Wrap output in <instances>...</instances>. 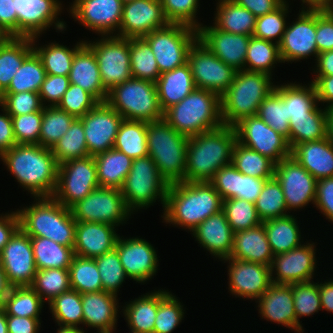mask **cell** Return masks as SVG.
<instances>
[{
    "label": "cell",
    "instance_id": "5b68a950",
    "mask_svg": "<svg viewBox=\"0 0 333 333\" xmlns=\"http://www.w3.org/2000/svg\"><path fill=\"white\" fill-rule=\"evenodd\" d=\"M163 119L177 132L192 137L221 127V96L195 89L181 102L164 111Z\"/></svg>",
    "mask_w": 333,
    "mask_h": 333
},
{
    "label": "cell",
    "instance_id": "6f0895ef",
    "mask_svg": "<svg viewBox=\"0 0 333 333\" xmlns=\"http://www.w3.org/2000/svg\"><path fill=\"white\" fill-rule=\"evenodd\" d=\"M184 308L171 291L159 289V305L153 333H172L185 318Z\"/></svg>",
    "mask_w": 333,
    "mask_h": 333
},
{
    "label": "cell",
    "instance_id": "11e5206c",
    "mask_svg": "<svg viewBox=\"0 0 333 333\" xmlns=\"http://www.w3.org/2000/svg\"><path fill=\"white\" fill-rule=\"evenodd\" d=\"M41 323L40 318L7 315L8 333H39Z\"/></svg>",
    "mask_w": 333,
    "mask_h": 333
},
{
    "label": "cell",
    "instance_id": "f546056e",
    "mask_svg": "<svg viewBox=\"0 0 333 333\" xmlns=\"http://www.w3.org/2000/svg\"><path fill=\"white\" fill-rule=\"evenodd\" d=\"M191 234L195 241L218 261L230 256L234 232L222 210L205 219Z\"/></svg>",
    "mask_w": 333,
    "mask_h": 333
},
{
    "label": "cell",
    "instance_id": "94428289",
    "mask_svg": "<svg viewBox=\"0 0 333 333\" xmlns=\"http://www.w3.org/2000/svg\"><path fill=\"white\" fill-rule=\"evenodd\" d=\"M289 7L288 0H285L273 12L257 17L252 36L279 44L289 19L288 14L292 10Z\"/></svg>",
    "mask_w": 333,
    "mask_h": 333
},
{
    "label": "cell",
    "instance_id": "f907efd6",
    "mask_svg": "<svg viewBox=\"0 0 333 333\" xmlns=\"http://www.w3.org/2000/svg\"><path fill=\"white\" fill-rule=\"evenodd\" d=\"M58 164L69 160L90 156L87 150L84 127L80 118H76L69 130L51 148Z\"/></svg>",
    "mask_w": 333,
    "mask_h": 333
},
{
    "label": "cell",
    "instance_id": "d590c367",
    "mask_svg": "<svg viewBox=\"0 0 333 333\" xmlns=\"http://www.w3.org/2000/svg\"><path fill=\"white\" fill-rule=\"evenodd\" d=\"M124 303L121 312L130 331L153 333L159 305V290L154 289L153 292H147L128 303Z\"/></svg>",
    "mask_w": 333,
    "mask_h": 333
},
{
    "label": "cell",
    "instance_id": "681fc988",
    "mask_svg": "<svg viewBox=\"0 0 333 333\" xmlns=\"http://www.w3.org/2000/svg\"><path fill=\"white\" fill-rule=\"evenodd\" d=\"M52 319L57 326H68L82 328L83 308L81 293L70 289L61 293L48 303ZM81 324V325H80Z\"/></svg>",
    "mask_w": 333,
    "mask_h": 333
},
{
    "label": "cell",
    "instance_id": "7dc6e473",
    "mask_svg": "<svg viewBox=\"0 0 333 333\" xmlns=\"http://www.w3.org/2000/svg\"><path fill=\"white\" fill-rule=\"evenodd\" d=\"M44 303L31 286H14L3 301L2 308L6 315L41 318Z\"/></svg>",
    "mask_w": 333,
    "mask_h": 333
},
{
    "label": "cell",
    "instance_id": "4316f807",
    "mask_svg": "<svg viewBox=\"0 0 333 333\" xmlns=\"http://www.w3.org/2000/svg\"><path fill=\"white\" fill-rule=\"evenodd\" d=\"M255 303L261 319L281 324L297 333L292 285L272 283Z\"/></svg>",
    "mask_w": 333,
    "mask_h": 333
},
{
    "label": "cell",
    "instance_id": "1f68e13d",
    "mask_svg": "<svg viewBox=\"0 0 333 333\" xmlns=\"http://www.w3.org/2000/svg\"><path fill=\"white\" fill-rule=\"evenodd\" d=\"M70 84L80 86L99 102H105L108 91L103 87L94 52L84 43L74 54L70 73Z\"/></svg>",
    "mask_w": 333,
    "mask_h": 333
},
{
    "label": "cell",
    "instance_id": "2e32d148",
    "mask_svg": "<svg viewBox=\"0 0 333 333\" xmlns=\"http://www.w3.org/2000/svg\"><path fill=\"white\" fill-rule=\"evenodd\" d=\"M237 141L268 157L275 164L291 156L288 140L257 115L242 118L234 125Z\"/></svg>",
    "mask_w": 333,
    "mask_h": 333
},
{
    "label": "cell",
    "instance_id": "c3c4849f",
    "mask_svg": "<svg viewBox=\"0 0 333 333\" xmlns=\"http://www.w3.org/2000/svg\"><path fill=\"white\" fill-rule=\"evenodd\" d=\"M277 63H283L279 44L251 36L245 59V70L263 72L273 76V68H276Z\"/></svg>",
    "mask_w": 333,
    "mask_h": 333
},
{
    "label": "cell",
    "instance_id": "753ad0ef",
    "mask_svg": "<svg viewBox=\"0 0 333 333\" xmlns=\"http://www.w3.org/2000/svg\"><path fill=\"white\" fill-rule=\"evenodd\" d=\"M314 207L326 217V220L333 223V177L316 181Z\"/></svg>",
    "mask_w": 333,
    "mask_h": 333
},
{
    "label": "cell",
    "instance_id": "52a82bcc",
    "mask_svg": "<svg viewBox=\"0 0 333 333\" xmlns=\"http://www.w3.org/2000/svg\"><path fill=\"white\" fill-rule=\"evenodd\" d=\"M188 139L163 118L147 122L148 156L169 185L184 182Z\"/></svg>",
    "mask_w": 333,
    "mask_h": 333
},
{
    "label": "cell",
    "instance_id": "5bb4252c",
    "mask_svg": "<svg viewBox=\"0 0 333 333\" xmlns=\"http://www.w3.org/2000/svg\"><path fill=\"white\" fill-rule=\"evenodd\" d=\"M188 65L197 89L213 91L220 96L234 81L237 71L225 64L197 39L188 52Z\"/></svg>",
    "mask_w": 333,
    "mask_h": 333
},
{
    "label": "cell",
    "instance_id": "9a60e30c",
    "mask_svg": "<svg viewBox=\"0 0 333 333\" xmlns=\"http://www.w3.org/2000/svg\"><path fill=\"white\" fill-rule=\"evenodd\" d=\"M17 12V37L42 36L50 27L56 32L66 31V22L62 19L61 0H13Z\"/></svg>",
    "mask_w": 333,
    "mask_h": 333
},
{
    "label": "cell",
    "instance_id": "f35d334b",
    "mask_svg": "<svg viewBox=\"0 0 333 333\" xmlns=\"http://www.w3.org/2000/svg\"><path fill=\"white\" fill-rule=\"evenodd\" d=\"M96 162L99 186L121 190L133 159L112 148L93 156Z\"/></svg>",
    "mask_w": 333,
    "mask_h": 333
},
{
    "label": "cell",
    "instance_id": "7c38bea8",
    "mask_svg": "<svg viewBox=\"0 0 333 333\" xmlns=\"http://www.w3.org/2000/svg\"><path fill=\"white\" fill-rule=\"evenodd\" d=\"M97 39L85 40V44L94 52L101 82L109 92L114 86L132 77L129 38L110 35L100 36V39Z\"/></svg>",
    "mask_w": 333,
    "mask_h": 333
},
{
    "label": "cell",
    "instance_id": "2a66077c",
    "mask_svg": "<svg viewBox=\"0 0 333 333\" xmlns=\"http://www.w3.org/2000/svg\"><path fill=\"white\" fill-rule=\"evenodd\" d=\"M20 228V220L16 210L0 214V251Z\"/></svg>",
    "mask_w": 333,
    "mask_h": 333
},
{
    "label": "cell",
    "instance_id": "34e18365",
    "mask_svg": "<svg viewBox=\"0 0 333 333\" xmlns=\"http://www.w3.org/2000/svg\"><path fill=\"white\" fill-rule=\"evenodd\" d=\"M13 0H0V32L5 37H17V12Z\"/></svg>",
    "mask_w": 333,
    "mask_h": 333
},
{
    "label": "cell",
    "instance_id": "8fae6325",
    "mask_svg": "<svg viewBox=\"0 0 333 333\" xmlns=\"http://www.w3.org/2000/svg\"><path fill=\"white\" fill-rule=\"evenodd\" d=\"M70 209L73 218L78 222L106 223L116 227L125 225L133 215L127 209L121 190L102 186Z\"/></svg>",
    "mask_w": 333,
    "mask_h": 333
},
{
    "label": "cell",
    "instance_id": "deb4b68c",
    "mask_svg": "<svg viewBox=\"0 0 333 333\" xmlns=\"http://www.w3.org/2000/svg\"><path fill=\"white\" fill-rule=\"evenodd\" d=\"M312 71L315 74L314 76H332L333 50L319 53Z\"/></svg>",
    "mask_w": 333,
    "mask_h": 333
},
{
    "label": "cell",
    "instance_id": "4fadbf2b",
    "mask_svg": "<svg viewBox=\"0 0 333 333\" xmlns=\"http://www.w3.org/2000/svg\"><path fill=\"white\" fill-rule=\"evenodd\" d=\"M99 187L96 162L93 156L69 160L58 166L57 185L53 198L66 208Z\"/></svg>",
    "mask_w": 333,
    "mask_h": 333
},
{
    "label": "cell",
    "instance_id": "11a10c76",
    "mask_svg": "<svg viewBox=\"0 0 333 333\" xmlns=\"http://www.w3.org/2000/svg\"><path fill=\"white\" fill-rule=\"evenodd\" d=\"M75 119L73 115L58 106L44 107L42 110L39 145L51 149L69 130Z\"/></svg>",
    "mask_w": 333,
    "mask_h": 333
},
{
    "label": "cell",
    "instance_id": "91938a15",
    "mask_svg": "<svg viewBox=\"0 0 333 333\" xmlns=\"http://www.w3.org/2000/svg\"><path fill=\"white\" fill-rule=\"evenodd\" d=\"M294 311L297 317V333L305 332L300 318L312 316L322 310L319 294V281L292 284Z\"/></svg>",
    "mask_w": 333,
    "mask_h": 333
},
{
    "label": "cell",
    "instance_id": "7a4b0ae2",
    "mask_svg": "<svg viewBox=\"0 0 333 333\" xmlns=\"http://www.w3.org/2000/svg\"><path fill=\"white\" fill-rule=\"evenodd\" d=\"M222 198L210 182H179L167 190L162 222L193 231L211 215L222 210Z\"/></svg>",
    "mask_w": 333,
    "mask_h": 333
},
{
    "label": "cell",
    "instance_id": "ee69618b",
    "mask_svg": "<svg viewBox=\"0 0 333 333\" xmlns=\"http://www.w3.org/2000/svg\"><path fill=\"white\" fill-rule=\"evenodd\" d=\"M289 146L291 150L300 143L327 137L326 111L318 106L308 117L290 118Z\"/></svg>",
    "mask_w": 333,
    "mask_h": 333
},
{
    "label": "cell",
    "instance_id": "03108f58",
    "mask_svg": "<svg viewBox=\"0 0 333 333\" xmlns=\"http://www.w3.org/2000/svg\"><path fill=\"white\" fill-rule=\"evenodd\" d=\"M199 2L200 0H161L164 15L169 23L186 24L196 29L202 25L197 17L201 5Z\"/></svg>",
    "mask_w": 333,
    "mask_h": 333
},
{
    "label": "cell",
    "instance_id": "003e7915",
    "mask_svg": "<svg viewBox=\"0 0 333 333\" xmlns=\"http://www.w3.org/2000/svg\"><path fill=\"white\" fill-rule=\"evenodd\" d=\"M98 103L99 101L93 95L83 90L80 86L69 84L58 107L75 118H80L92 110Z\"/></svg>",
    "mask_w": 333,
    "mask_h": 333
},
{
    "label": "cell",
    "instance_id": "8c879c8a",
    "mask_svg": "<svg viewBox=\"0 0 333 333\" xmlns=\"http://www.w3.org/2000/svg\"><path fill=\"white\" fill-rule=\"evenodd\" d=\"M316 44L318 54L333 50V12L316 10Z\"/></svg>",
    "mask_w": 333,
    "mask_h": 333
},
{
    "label": "cell",
    "instance_id": "b62a3aed",
    "mask_svg": "<svg viewBox=\"0 0 333 333\" xmlns=\"http://www.w3.org/2000/svg\"><path fill=\"white\" fill-rule=\"evenodd\" d=\"M302 8L310 10H327L330 11V0H300Z\"/></svg>",
    "mask_w": 333,
    "mask_h": 333
},
{
    "label": "cell",
    "instance_id": "67dfc351",
    "mask_svg": "<svg viewBox=\"0 0 333 333\" xmlns=\"http://www.w3.org/2000/svg\"><path fill=\"white\" fill-rule=\"evenodd\" d=\"M319 294L322 310L333 313V280L330 278L319 283Z\"/></svg>",
    "mask_w": 333,
    "mask_h": 333
},
{
    "label": "cell",
    "instance_id": "ba28073f",
    "mask_svg": "<svg viewBox=\"0 0 333 333\" xmlns=\"http://www.w3.org/2000/svg\"><path fill=\"white\" fill-rule=\"evenodd\" d=\"M106 102L124 119L151 122L162 119L156 83L131 77L114 86Z\"/></svg>",
    "mask_w": 333,
    "mask_h": 333
},
{
    "label": "cell",
    "instance_id": "b9f144b4",
    "mask_svg": "<svg viewBox=\"0 0 333 333\" xmlns=\"http://www.w3.org/2000/svg\"><path fill=\"white\" fill-rule=\"evenodd\" d=\"M39 38L40 36L32 38L33 51L40 58L46 74L69 76L74 54L85 43V40L82 39L72 46L73 48H69L56 41H50L47 43L48 45L41 46L38 42Z\"/></svg>",
    "mask_w": 333,
    "mask_h": 333
},
{
    "label": "cell",
    "instance_id": "816d5d0a",
    "mask_svg": "<svg viewBox=\"0 0 333 333\" xmlns=\"http://www.w3.org/2000/svg\"><path fill=\"white\" fill-rule=\"evenodd\" d=\"M132 77L156 83L160 71L148 42L142 38H129Z\"/></svg>",
    "mask_w": 333,
    "mask_h": 333
},
{
    "label": "cell",
    "instance_id": "89a4df30",
    "mask_svg": "<svg viewBox=\"0 0 333 333\" xmlns=\"http://www.w3.org/2000/svg\"><path fill=\"white\" fill-rule=\"evenodd\" d=\"M2 107L10 116H20L43 110L39 93H5Z\"/></svg>",
    "mask_w": 333,
    "mask_h": 333
},
{
    "label": "cell",
    "instance_id": "f5cc1de1",
    "mask_svg": "<svg viewBox=\"0 0 333 333\" xmlns=\"http://www.w3.org/2000/svg\"><path fill=\"white\" fill-rule=\"evenodd\" d=\"M46 71L38 55L33 51L11 79L5 93H38L46 77Z\"/></svg>",
    "mask_w": 333,
    "mask_h": 333
},
{
    "label": "cell",
    "instance_id": "680465c9",
    "mask_svg": "<svg viewBox=\"0 0 333 333\" xmlns=\"http://www.w3.org/2000/svg\"><path fill=\"white\" fill-rule=\"evenodd\" d=\"M31 287L44 302L49 303L61 293L71 289L69 269L37 270Z\"/></svg>",
    "mask_w": 333,
    "mask_h": 333
},
{
    "label": "cell",
    "instance_id": "ac0fdd59",
    "mask_svg": "<svg viewBox=\"0 0 333 333\" xmlns=\"http://www.w3.org/2000/svg\"><path fill=\"white\" fill-rule=\"evenodd\" d=\"M69 4L67 12L85 29L99 36L118 35L124 6L121 0H74Z\"/></svg>",
    "mask_w": 333,
    "mask_h": 333
},
{
    "label": "cell",
    "instance_id": "be15d7a7",
    "mask_svg": "<svg viewBox=\"0 0 333 333\" xmlns=\"http://www.w3.org/2000/svg\"><path fill=\"white\" fill-rule=\"evenodd\" d=\"M256 115L276 132L285 136L289 143L290 117H288L287 105L275 90L263 100Z\"/></svg>",
    "mask_w": 333,
    "mask_h": 333
},
{
    "label": "cell",
    "instance_id": "4dcf8cb0",
    "mask_svg": "<svg viewBox=\"0 0 333 333\" xmlns=\"http://www.w3.org/2000/svg\"><path fill=\"white\" fill-rule=\"evenodd\" d=\"M81 301L84 327L97 331L116 330L121 314L117 295L105 291L91 292L81 294Z\"/></svg>",
    "mask_w": 333,
    "mask_h": 333
},
{
    "label": "cell",
    "instance_id": "bcb514c9",
    "mask_svg": "<svg viewBox=\"0 0 333 333\" xmlns=\"http://www.w3.org/2000/svg\"><path fill=\"white\" fill-rule=\"evenodd\" d=\"M231 163L240 173L245 175L264 179L274 177L275 163L238 141L233 147Z\"/></svg>",
    "mask_w": 333,
    "mask_h": 333
},
{
    "label": "cell",
    "instance_id": "30bf717a",
    "mask_svg": "<svg viewBox=\"0 0 333 333\" xmlns=\"http://www.w3.org/2000/svg\"><path fill=\"white\" fill-rule=\"evenodd\" d=\"M150 45L161 73L188 61V52L198 39L197 29L181 23H169L143 37Z\"/></svg>",
    "mask_w": 333,
    "mask_h": 333
},
{
    "label": "cell",
    "instance_id": "ffe728a7",
    "mask_svg": "<svg viewBox=\"0 0 333 333\" xmlns=\"http://www.w3.org/2000/svg\"><path fill=\"white\" fill-rule=\"evenodd\" d=\"M316 250L315 243L308 240L288 252L274 255L270 265L272 283L292 285L314 280Z\"/></svg>",
    "mask_w": 333,
    "mask_h": 333
},
{
    "label": "cell",
    "instance_id": "e575fe53",
    "mask_svg": "<svg viewBox=\"0 0 333 333\" xmlns=\"http://www.w3.org/2000/svg\"><path fill=\"white\" fill-rule=\"evenodd\" d=\"M156 87L163 112L181 102L196 89L188 62L171 71L161 73L156 81Z\"/></svg>",
    "mask_w": 333,
    "mask_h": 333
},
{
    "label": "cell",
    "instance_id": "603ad722",
    "mask_svg": "<svg viewBox=\"0 0 333 333\" xmlns=\"http://www.w3.org/2000/svg\"><path fill=\"white\" fill-rule=\"evenodd\" d=\"M11 287L3 269L0 268V307H2L3 301L9 294Z\"/></svg>",
    "mask_w": 333,
    "mask_h": 333
},
{
    "label": "cell",
    "instance_id": "83f0119b",
    "mask_svg": "<svg viewBox=\"0 0 333 333\" xmlns=\"http://www.w3.org/2000/svg\"><path fill=\"white\" fill-rule=\"evenodd\" d=\"M116 226L98 222H78L75 227L74 255L95 258L115 248Z\"/></svg>",
    "mask_w": 333,
    "mask_h": 333
},
{
    "label": "cell",
    "instance_id": "d6a6232c",
    "mask_svg": "<svg viewBox=\"0 0 333 333\" xmlns=\"http://www.w3.org/2000/svg\"><path fill=\"white\" fill-rule=\"evenodd\" d=\"M273 256L263 223L233 234V247L228 258L270 266Z\"/></svg>",
    "mask_w": 333,
    "mask_h": 333
},
{
    "label": "cell",
    "instance_id": "603a6c76",
    "mask_svg": "<svg viewBox=\"0 0 333 333\" xmlns=\"http://www.w3.org/2000/svg\"><path fill=\"white\" fill-rule=\"evenodd\" d=\"M221 261L228 264V291L236 298L256 302L272 284L270 266L236 258Z\"/></svg>",
    "mask_w": 333,
    "mask_h": 333
},
{
    "label": "cell",
    "instance_id": "5803f987",
    "mask_svg": "<svg viewBox=\"0 0 333 333\" xmlns=\"http://www.w3.org/2000/svg\"><path fill=\"white\" fill-rule=\"evenodd\" d=\"M327 138L333 144V106L325 108Z\"/></svg>",
    "mask_w": 333,
    "mask_h": 333
},
{
    "label": "cell",
    "instance_id": "09005b40",
    "mask_svg": "<svg viewBox=\"0 0 333 333\" xmlns=\"http://www.w3.org/2000/svg\"><path fill=\"white\" fill-rule=\"evenodd\" d=\"M311 79L317 92L319 104L324 108L333 106V75L332 76H314ZM325 103V105H324Z\"/></svg>",
    "mask_w": 333,
    "mask_h": 333
},
{
    "label": "cell",
    "instance_id": "f1b7e54d",
    "mask_svg": "<svg viewBox=\"0 0 333 333\" xmlns=\"http://www.w3.org/2000/svg\"><path fill=\"white\" fill-rule=\"evenodd\" d=\"M267 180L242 174L231 163L219 169L209 182L222 200L238 198L255 203Z\"/></svg>",
    "mask_w": 333,
    "mask_h": 333
},
{
    "label": "cell",
    "instance_id": "8d00e7d4",
    "mask_svg": "<svg viewBox=\"0 0 333 333\" xmlns=\"http://www.w3.org/2000/svg\"><path fill=\"white\" fill-rule=\"evenodd\" d=\"M295 217L289 214L262 222L273 255L288 252L304 243L300 223Z\"/></svg>",
    "mask_w": 333,
    "mask_h": 333
},
{
    "label": "cell",
    "instance_id": "979ff035",
    "mask_svg": "<svg viewBox=\"0 0 333 333\" xmlns=\"http://www.w3.org/2000/svg\"><path fill=\"white\" fill-rule=\"evenodd\" d=\"M248 9L256 18L273 12L285 0H233Z\"/></svg>",
    "mask_w": 333,
    "mask_h": 333
},
{
    "label": "cell",
    "instance_id": "6125c7cd",
    "mask_svg": "<svg viewBox=\"0 0 333 333\" xmlns=\"http://www.w3.org/2000/svg\"><path fill=\"white\" fill-rule=\"evenodd\" d=\"M222 211L234 233L256 227L262 223L255 204L243 199L223 200Z\"/></svg>",
    "mask_w": 333,
    "mask_h": 333
},
{
    "label": "cell",
    "instance_id": "e7e4bbea",
    "mask_svg": "<svg viewBox=\"0 0 333 333\" xmlns=\"http://www.w3.org/2000/svg\"><path fill=\"white\" fill-rule=\"evenodd\" d=\"M100 278L102 281L103 291L117 295L122 284L129 279L120 262L117 250H113L94 258Z\"/></svg>",
    "mask_w": 333,
    "mask_h": 333
},
{
    "label": "cell",
    "instance_id": "6da1fadb",
    "mask_svg": "<svg viewBox=\"0 0 333 333\" xmlns=\"http://www.w3.org/2000/svg\"><path fill=\"white\" fill-rule=\"evenodd\" d=\"M0 159L32 198L53 196L59 164L50 148L39 144H15L4 151Z\"/></svg>",
    "mask_w": 333,
    "mask_h": 333
},
{
    "label": "cell",
    "instance_id": "9f6ffc18",
    "mask_svg": "<svg viewBox=\"0 0 333 333\" xmlns=\"http://www.w3.org/2000/svg\"><path fill=\"white\" fill-rule=\"evenodd\" d=\"M257 214L262 222L289 215L283 190L278 180L268 179L255 201Z\"/></svg>",
    "mask_w": 333,
    "mask_h": 333
},
{
    "label": "cell",
    "instance_id": "db71d44e",
    "mask_svg": "<svg viewBox=\"0 0 333 333\" xmlns=\"http://www.w3.org/2000/svg\"><path fill=\"white\" fill-rule=\"evenodd\" d=\"M71 289L81 294L103 291L100 273L94 258L74 255L69 266Z\"/></svg>",
    "mask_w": 333,
    "mask_h": 333
},
{
    "label": "cell",
    "instance_id": "277c9868",
    "mask_svg": "<svg viewBox=\"0 0 333 333\" xmlns=\"http://www.w3.org/2000/svg\"><path fill=\"white\" fill-rule=\"evenodd\" d=\"M33 199L31 205L16 210L20 228L30 237H44L67 247H74L76 220L71 209L53 197Z\"/></svg>",
    "mask_w": 333,
    "mask_h": 333
},
{
    "label": "cell",
    "instance_id": "d6986e66",
    "mask_svg": "<svg viewBox=\"0 0 333 333\" xmlns=\"http://www.w3.org/2000/svg\"><path fill=\"white\" fill-rule=\"evenodd\" d=\"M274 177L281 185L288 212L314 205L317 180L292 155L275 164Z\"/></svg>",
    "mask_w": 333,
    "mask_h": 333
},
{
    "label": "cell",
    "instance_id": "74e56055",
    "mask_svg": "<svg viewBox=\"0 0 333 333\" xmlns=\"http://www.w3.org/2000/svg\"><path fill=\"white\" fill-rule=\"evenodd\" d=\"M213 25L224 32L252 36L256 17L233 0H217Z\"/></svg>",
    "mask_w": 333,
    "mask_h": 333
},
{
    "label": "cell",
    "instance_id": "8992f818",
    "mask_svg": "<svg viewBox=\"0 0 333 333\" xmlns=\"http://www.w3.org/2000/svg\"><path fill=\"white\" fill-rule=\"evenodd\" d=\"M272 77L263 72L237 71L234 81L221 95L223 124L234 126L242 118L255 116L260 104L275 88Z\"/></svg>",
    "mask_w": 333,
    "mask_h": 333
},
{
    "label": "cell",
    "instance_id": "60d3db41",
    "mask_svg": "<svg viewBox=\"0 0 333 333\" xmlns=\"http://www.w3.org/2000/svg\"><path fill=\"white\" fill-rule=\"evenodd\" d=\"M32 52V38L29 37H5L0 42V87L3 91Z\"/></svg>",
    "mask_w": 333,
    "mask_h": 333
},
{
    "label": "cell",
    "instance_id": "7402d4cb",
    "mask_svg": "<svg viewBox=\"0 0 333 333\" xmlns=\"http://www.w3.org/2000/svg\"><path fill=\"white\" fill-rule=\"evenodd\" d=\"M1 268L9 284L14 286H31L37 268L33 248L28 236L19 228L9 242L0 251Z\"/></svg>",
    "mask_w": 333,
    "mask_h": 333
},
{
    "label": "cell",
    "instance_id": "44dd1931",
    "mask_svg": "<svg viewBox=\"0 0 333 333\" xmlns=\"http://www.w3.org/2000/svg\"><path fill=\"white\" fill-rule=\"evenodd\" d=\"M115 249L127 277L135 283H147L158 273L156 248L142 237H118Z\"/></svg>",
    "mask_w": 333,
    "mask_h": 333
},
{
    "label": "cell",
    "instance_id": "d4e9b609",
    "mask_svg": "<svg viewBox=\"0 0 333 333\" xmlns=\"http://www.w3.org/2000/svg\"><path fill=\"white\" fill-rule=\"evenodd\" d=\"M161 0H133L124 3L118 37L142 38L153 30L166 27Z\"/></svg>",
    "mask_w": 333,
    "mask_h": 333
},
{
    "label": "cell",
    "instance_id": "f6af8a7d",
    "mask_svg": "<svg viewBox=\"0 0 333 333\" xmlns=\"http://www.w3.org/2000/svg\"><path fill=\"white\" fill-rule=\"evenodd\" d=\"M113 148L132 159L148 156L147 122L123 119Z\"/></svg>",
    "mask_w": 333,
    "mask_h": 333
},
{
    "label": "cell",
    "instance_id": "9c48e42d",
    "mask_svg": "<svg viewBox=\"0 0 333 333\" xmlns=\"http://www.w3.org/2000/svg\"><path fill=\"white\" fill-rule=\"evenodd\" d=\"M168 187L155 162L150 156H145L133 159L121 192L132 214L153 206L156 200L164 211Z\"/></svg>",
    "mask_w": 333,
    "mask_h": 333
},
{
    "label": "cell",
    "instance_id": "7bdbcfd3",
    "mask_svg": "<svg viewBox=\"0 0 333 333\" xmlns=\"http://www.w3.org/2000/svg\"><path fill=\"white\" fill-rule=\"evenodd\" d=\"M37 270L69 269L74 257V248L44 237H30Z\"/></svg>",
    "mask_w": 333,
    "mask_h": 333
},
{
    "label": "cell",
    "instance_id": "484cf974",
    "mask_svg": "<svg viewBox=\"0 0 333 333\" xmlns=\"http://www.w3.org/2000/svg\"><path fill=\"white\" fill-rule=\"evenodd\" d=\"M198 39L213 54L236 71L245 70V59L249 45V35L232 34L221 31L212 25H201L197 29Z\"/></svg>",
    "mask_w": 333,
    "mask_h": 333
},
{
    "label": "cell",
    "instance_id": "3957f363",
    "mask_svg": "<svg viewBox=\"0 0 333 333\" xmlns=\"http://www.w3.org/2000/svg\"><path fill=\"white\" fill-rule=\"evenodd\" d=\"M237 134L234 126L221 127L189 137L184 182H209L231 164Z\"/></svg>",
    "mask_w": 333,
    "mask_h": 333
},
{
    "label": "cell",
    "instance_id": "ab89813d",
    "mask_svg": "<svg viewBox=\"0 0 333 333\" xmlns=\"http://www.w3.org/2000/svg\"><path fill=\"white\" fill-rule=\"evenodd\" d=\"M308 85L300 84L296 81L277 83L274 90L282 97V100L287 105L288 117L300 118L308 117V114L313 112L320 106L317 100V92L315 85L309 81Z\"/></svg>",
    "mask_w": 333,
    "mask_h": 333
},
{
    "label": "cell",
    "instance_id": "2644e50d",
    "mask_svg": "<svg viewBox=\"0 0 333 333\" xmlns=\"http://www.w3.org/2000/svg\"><path fill=\"white\" fill-rule=\"evenodd\" d=\"M69 84L68 76L47 74L38 92L43 106H58Z\"/></svg>",
    "mask_w": 333,
    "mask_h": 333
},
{
    "label": "cell",
    "instance_id": "b9fcfbb0",
    "mask_svg": "<svg viewBox=\"0 0 333 333\" xmlns=\"http://www.w3.org/2000/svg\"><path fill=\"white\" fill-rule=\"evenodd\" d=\"M0 155L12 148L16 143L13 122L11 116L5 111V109L0 107Z\"/></svg>",
    "mask_w": 333,
    "mask_h": 333
},
{
    "label": "cell",
    "instance_id": "cb8c5ba5",
    "mask_svg": "<svg viewBox=\"0 0 333 333\" xmlns=\"http://www.w3.org/2000/svg\"><path fill=\"white\" fill-rule=\"evenodd\" d=\"M80 119L84 127L88 153L95 156L113 148L124 118L105 101L99 102Z\"/></svg>",
    "mask_w": 333,
    "mask_h": 333
},
{
    "label": "cell",
    "instance_id": "a7ac6f4b",
    "mask_svg": "<svg viewBox=\"0 0 333 333\" xmlns=\"http://www.w3.org/2000/svg\"><path fill=\"white\" fill-rule=\"evenodd\" d=\"M11 118L17 144H39L42 110Z\"/></svg>",
    "mask_w": 333,
    "mask_h": 333
},
{
    "label": "cell",
    "instance_id": "e0dca14e",
    "mask_svg": "<svg viewBox=\"0 0 333 333\" xmlns=\"http://www.w3.org/2000/svg\"><path fill=\"white\" fill-rule=\"evenodd\" d=\"M295 20L291 24L289 21L287 22L282 40L279 43L282 62L296 63L303 59H313L311 57H315L314 61H316L318 55L316 10L301 9Z\"/></svg>",
    "mask_w": 333,
    "mask_h": 333
},
{
    "label": "cell",
    "instance_id": "836d02e7",
    "mask_svg": "<svg viewBox=\"0 0 333 333\" xmlns=\"http://www.w3.org/2000/svg\"><path fill=\"white\" fill-rule=\"evenodd\" d=\"M291 155L316 180L333 177V144L327 137L300 143L291 150Z\"/></svg>",
    "mask_w": 333,
    "mask_h": 333
}]
</instances>
